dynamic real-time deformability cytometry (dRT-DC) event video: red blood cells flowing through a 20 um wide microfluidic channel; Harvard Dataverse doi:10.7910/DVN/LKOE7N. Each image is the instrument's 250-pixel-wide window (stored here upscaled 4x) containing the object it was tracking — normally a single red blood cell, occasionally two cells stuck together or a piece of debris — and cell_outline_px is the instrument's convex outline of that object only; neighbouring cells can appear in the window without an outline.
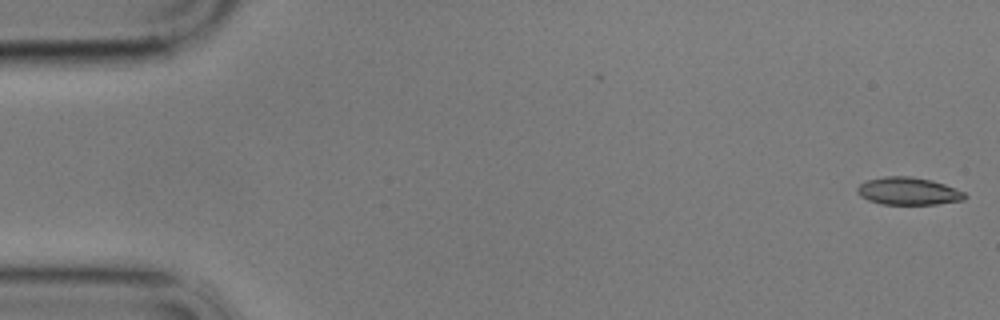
{"species": "common noctule bat (a hibernating species)", "species_latin": "Nyctalus noctula", "temperature_condition": "cold", "stored_images_in_passage": 58, "camera_frame_rate_fps": 3000, "um_per_image_px": 0.085, "animal": {"sex": "male", "body_mass_g": 17.9}, "frame": {"image": 1, "passage_image": 1, "time_ms": 0.0, "image_size_px": [1000, 320], "cell_outline_px": [[968, 196], [964, 200], [936, 204], [880, 204], [868, 200], [860, 196], [856, 192], [856, 188], [860, 184], [868, 180], [884, 176], [908, 176], [932, 180], [944, 184], [964, 192]], "centroid_in_image_um": [77.19, 16.25], "position_along_channel_um": 7.8, "area_um2": 17.28}}
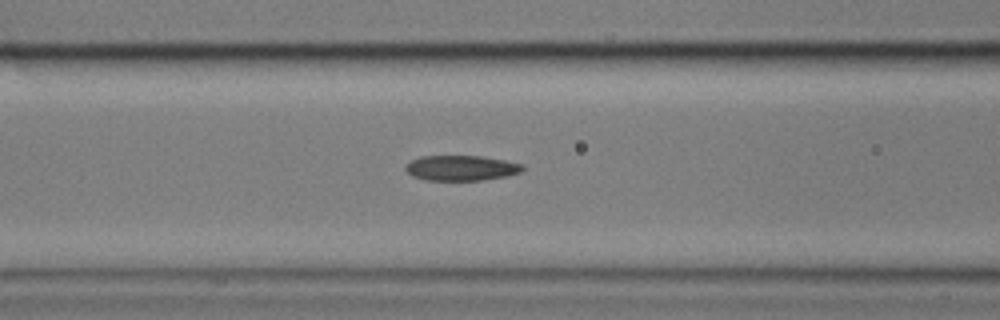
{"frame": {"image": 2, "passage_image": 23, "time_ms": 7.333, "image_size_px": [1000, 320], "cell_outline_px": [[524, 168], [520, 172], [508, 176], [484, 180], [428, 180], [412, 176], [404, 168], [412, 160], [420, 156], [480, 156], [504, 160], [524, 164]], "centroid_in_image_um": [39.23, 14.28], "position_along_channel_um": 127.4, "area_um2": 17.17}}
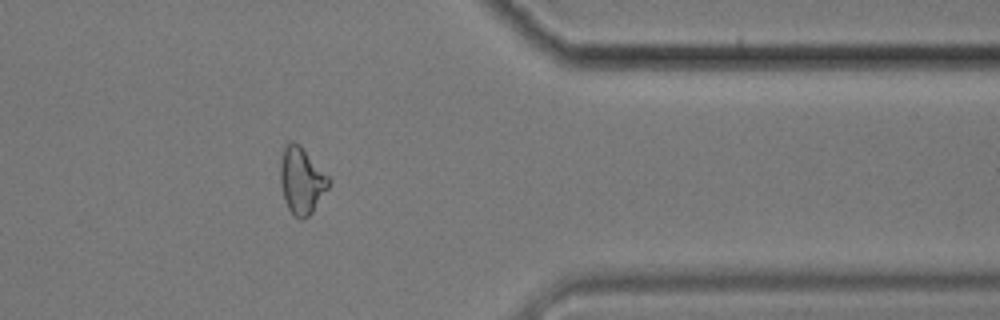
{"frame": {"image": 3, "passage_image": 47, "time_ms": 15.333, "image_size_px": [1000, 320], "cell_outline_px": [[332, 180], [328, 188], [312, 212], [308, 216], [300, 220], [288, 208], [284, 200], [280, 180], [280, 160], [284, 148], [292, 140], [300, 144]], "centroid_in_image_um": [25.64, 15.33], "position_along_channel_um": 385.8, "area_um2": 18.73}, "authors_computed_cell_mechanics": {"area_um2": 17.6579, "velocity_mm_per_s": 3.4281, "shape_relaxation_time_tau1_ms": null, "shape_relaxation_time_tau2_ms": 3.692, "deformation_change_tau1": null, "deformation_change_tau2": 0.1191}}